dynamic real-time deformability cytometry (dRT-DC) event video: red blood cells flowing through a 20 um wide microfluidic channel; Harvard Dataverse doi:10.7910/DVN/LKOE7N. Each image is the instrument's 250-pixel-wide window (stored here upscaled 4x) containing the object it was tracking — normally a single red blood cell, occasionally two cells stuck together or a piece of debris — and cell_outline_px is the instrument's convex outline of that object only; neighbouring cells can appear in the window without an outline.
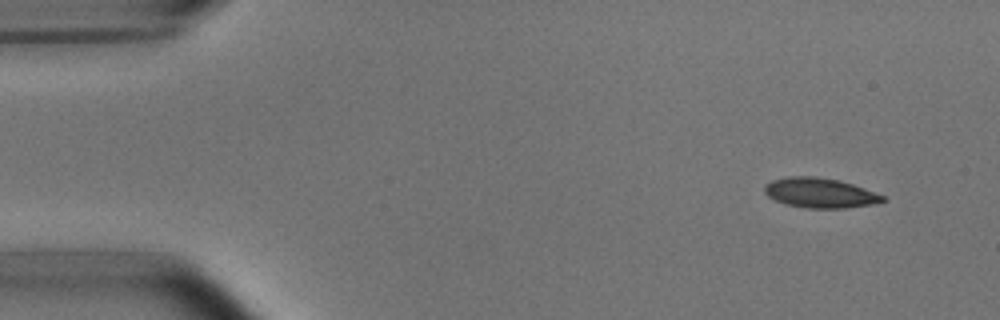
{"species": "common noctule bat (a hibernating species)", "species_latin": "Nyctalus noctula", "temperature_condition": "room temperature", "stored_images_in_passage": 4, "camera_frame_rate_fps": 3000, "um_per_image_px": 0.085, "animal": {"sex": "male", "body_mass_g": 15.6}, "frame": {"image": 1, "passage_image": 1, "time_ms": 0.0, "image_size_px": [1000, 320], "cell_outline_px": [[888, 200], [880, 204], [844, 208], [808, 208], [788, 204], [776, 200], [768, 196], [764, 192], [764, 184], [772, 180], [788, 176], [812, 176], [836, 180], [852, 184], [864, 188], [884, 196]], "centroid_in_image_um": [69.73, 16.4], "position_along_channel_um": 15.3, "area_um2": 20.58}}
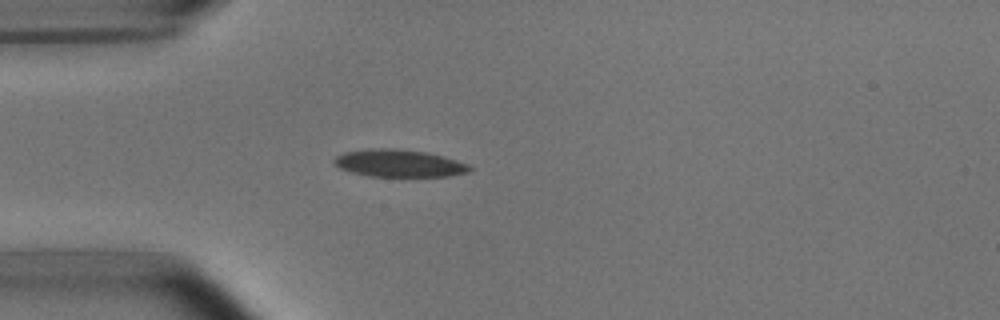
{"frame": {"image": 2, "passage_image": 4, "time_ms": 1.0, "image_size_px": [1000, 320], "cell_outline_px": [[472, 168], [468, 172], [448, 176], [368, 176], [352, 172], [340, 168], [332, 160], [336, 156], [344, 152], [372, 148], [396, 148], [424, 152], [444, 156], [468, 164]], "centroid_in_image_um": [33.91, 13.87], "position_along_channel_um": 51.1, "area_um2": 21.5}}